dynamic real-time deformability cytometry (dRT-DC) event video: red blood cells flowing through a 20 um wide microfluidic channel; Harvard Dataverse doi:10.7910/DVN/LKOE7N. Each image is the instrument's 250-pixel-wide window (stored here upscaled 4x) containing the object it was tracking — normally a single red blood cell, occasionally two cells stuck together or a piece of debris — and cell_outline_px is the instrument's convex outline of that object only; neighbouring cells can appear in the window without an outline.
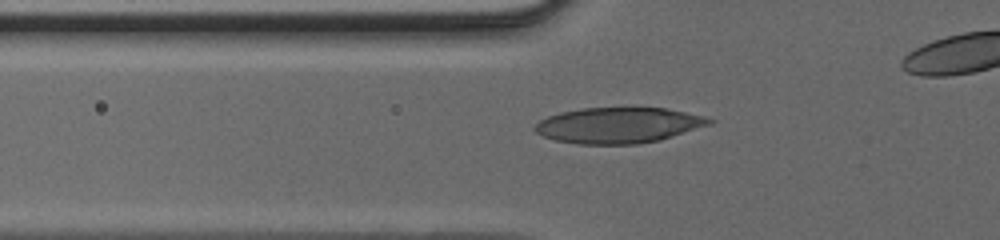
{"species": "human", "species_latin": "Homo sapiens", "temperature_condition": "cold", "stored_images_in_passage": 27, "camera_frame_rate_fps": 3000, "um_per_image_px": 0.085, "donor": {"sex": "male"}, "frame": {"image": 1, "passage_image": 2, "time_ms": 0.333, "image_size_px": [1000, 240], "cell_outline_px": [[716, 120], [712, 124], [660, 140], [636, 144], [576, 144], [556, 140], [544, 136], [536, 132], [532, 128], [540, 120], [548, 116], [560, 112], [580, 108], [668, 108], [704, 116]], "centroid_in_image_um": [52.58, 10.64], "position_along_channel_um": 73.2, "area_um2": 36.36}}
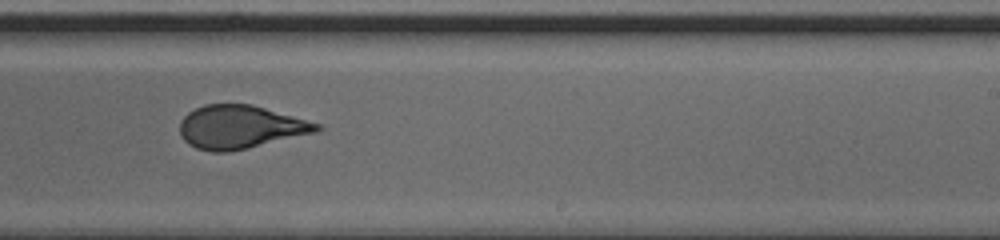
{"frame": {"image": 2, "passage_image": 15, "time_ms": 4.667, "image_size_px": [1000, 240], "cell_outline_px": [[324, 128], [320, 132], [248, 148], [228, 152], [212, 152], [196, 148], [188, 144], [184, 140], [180, 132], [180, 120], [188, 112], [204, 104], [252, 104], [320, 124]], "centroid_in_image_um": [20.44, 10.8], "position_along_channel_um": 268.6, "area_um2": 34.74}}
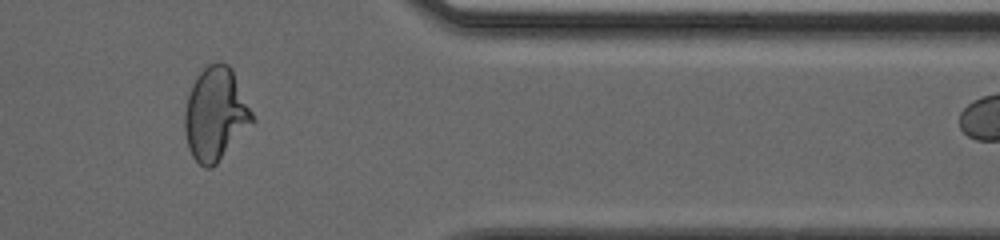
{"frame": {"image": 3, "passage_image": 24, "time_ms": 7.667, "image_size_px": [1000, 240], "cell_outline_px": [[256, 120], [216, 164], [212, 168], [204, 168], [192, 156], [188, 148], [184, 128], [184, 112], [188, 96], [192, 84], [196, 76], [208, 64], [220, 60], [228, 64], [232, 68]], "centroid_in_image_um": [18.32, 9.68], "position_along_channel_um": 393.1, "area_um2": 36.82}}